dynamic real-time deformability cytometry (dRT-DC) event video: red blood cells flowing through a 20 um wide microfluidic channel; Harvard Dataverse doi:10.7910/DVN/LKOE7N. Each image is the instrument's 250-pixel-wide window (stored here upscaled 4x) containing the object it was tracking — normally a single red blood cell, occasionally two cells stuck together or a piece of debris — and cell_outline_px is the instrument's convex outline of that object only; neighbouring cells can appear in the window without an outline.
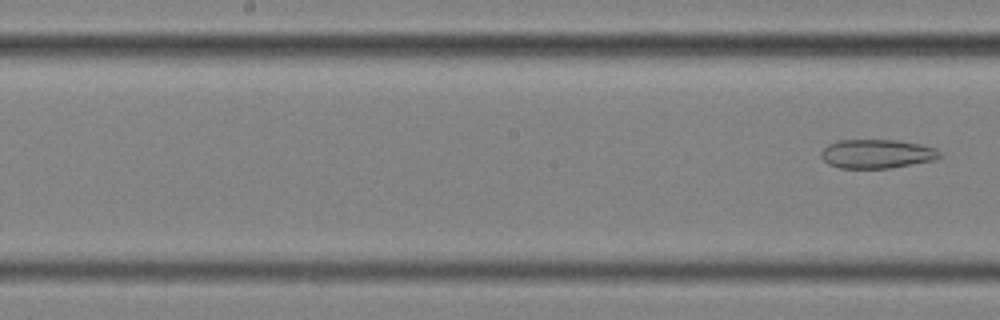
{"species": "common noctule bat (a hibernating species)", "species_latin": "Nyctalus noctula", "temperature_condition": "cold", "stored_images_in_passage": 28, "camera_frame_rate_fps": 3000, "um_per_image_px": 0.085, "animal": {"sex": "female", "body_mass_g": 25.1}, "frame": {"image": 1, "passage_image": 28, "time_ms": 9.0, "image_size_px": [1000, 320], "cell_outline_px": [[940, 156], [936, 160], [888, 168], [840, 168], [828, 164], [820, 156], [820, 152], [828, 144], [836, 140], [896, 140], [920, 144], [936, 148], [940, 152]], "centroid_in_image_um": [74.51, 13.07], "position_along_channel_um": 173.7, "area_um2": 20.06}}